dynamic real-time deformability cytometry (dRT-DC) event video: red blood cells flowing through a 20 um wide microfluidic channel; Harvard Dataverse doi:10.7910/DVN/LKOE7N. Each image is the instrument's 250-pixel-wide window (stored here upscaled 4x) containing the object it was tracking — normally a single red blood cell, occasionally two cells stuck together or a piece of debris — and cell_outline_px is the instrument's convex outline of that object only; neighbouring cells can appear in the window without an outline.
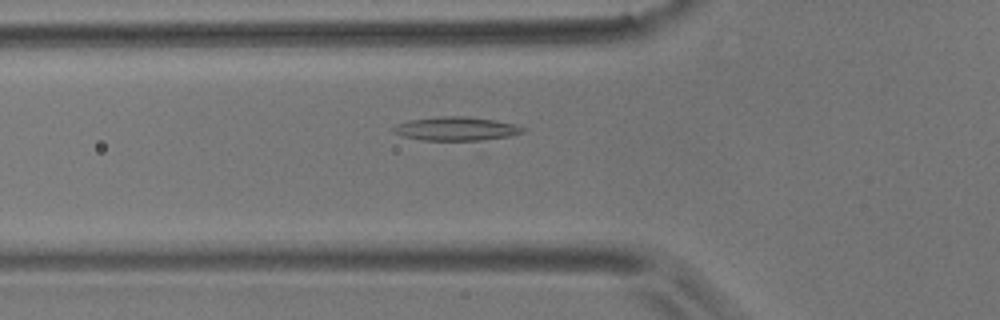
{"species": "common noctule bat (a hibernating species)", "species_latin": "Nyctalus noctula", "temperature_condition": "room temperature", "stored_images_in_passage": 45, "camera_frame_rate_fps": 3000, "um_per_image_px": 0.085, "animal": {"sex": "male", "body_mass_g": 17.9}, "frame": {"image": 1, "passage_image": 9, "time_ms": 2.667, "image_size_px": [1000, 320], "cell_outline_px": [[528, 128], [524, 132], [508, 136], [480, 140], [420, 140], [404, 136], [392, 132], [392, 128], [396, 124], [408, 120], [440, 116], [464, 116], [496, 120]], "centroid_in_image_um": [38.75, 10.93], "position_along_channel_um": 87.1, "area_um2": 17.86}}
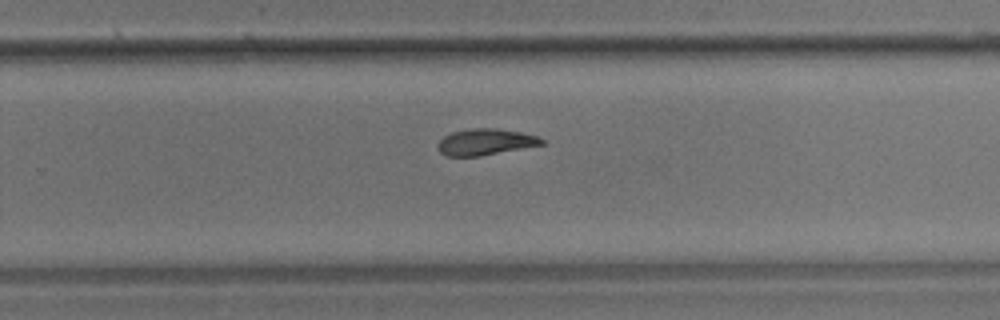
{"frame": {"image": 2, "passage_image": 26, "time_ms": 8.333, "image_size_px": [1000, 320], "cell_outline_px": [[544, 144], [480, 156], [444, 156], [436, 148], [436, 144], [444, 136], [452, 132], [476, 128], [496, 128], [520, 132], [536, 136], [544, 140]], "centroid_in_image_um": [41.21, 12.07], "position_along_channel_um": 288.6, "area_um2": 15.84}}
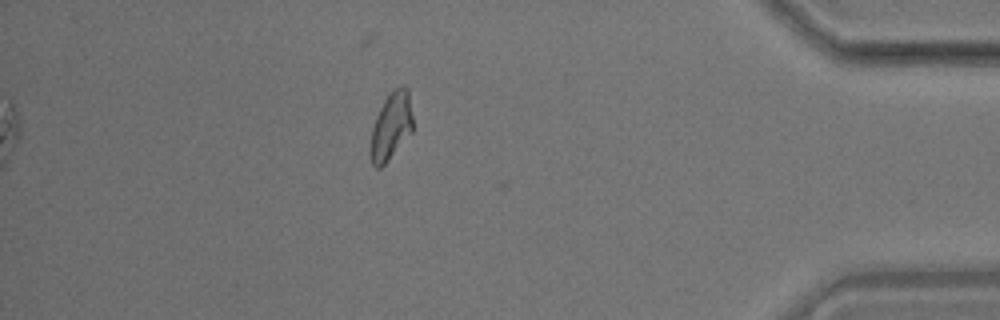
{"frame": {"image": 3, "passage_image": 39, "time_ms": 12.667, "image_size_px": [1000, 320], "cell_outline_px": [[412, 132], [384, 164], [380, 168], [376, 168], [372, 164], [368, 152], [372, 128], [376, 116], [384, 100], [392, 88], [408, 88], [412, 116]], "centroid_in_image_um": [33.21, 10.75], "position_along_channel_um": 402.0, "area_um2": 16.59}}